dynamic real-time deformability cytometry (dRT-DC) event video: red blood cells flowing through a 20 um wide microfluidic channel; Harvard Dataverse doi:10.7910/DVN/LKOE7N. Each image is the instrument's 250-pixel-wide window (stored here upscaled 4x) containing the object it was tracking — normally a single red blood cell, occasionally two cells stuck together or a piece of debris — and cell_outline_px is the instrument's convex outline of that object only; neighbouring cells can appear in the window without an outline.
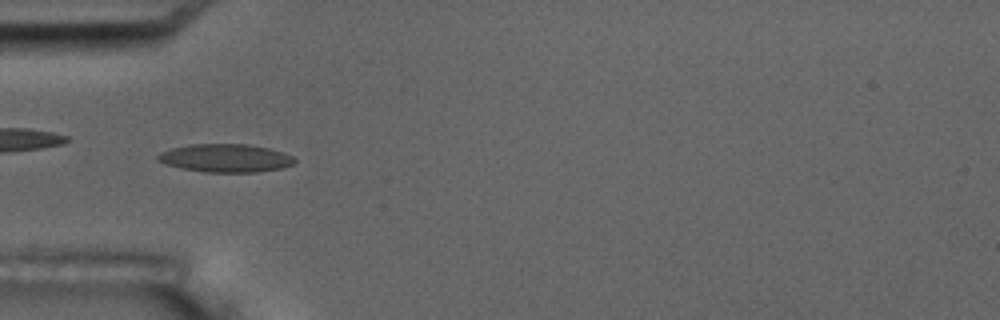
{"species": "common noctule bat (a hibernating species)", "species_latin": "Nyctalus noctula", "temperature_condition": "room temperature", "stored_images_in_passage": 4, "camera_frame_rate_fps": 3000, "um_per_image_px": 0.085, "animal": {"sex": "male", "body_mass_g": 17.5, "forearm_length_mm": 52.3}, "frame": {"image": 1, "passage_image": 4, "time_ms": 3.667, "image_size_px": [1000, 320], "cell_outline_px": [[296, 160], [292, 164], [280, 168], [256, 172], [204, 172], [180, 168], [164, 164], [156, 160], [156, 156], [160, 152], [172, 148], [192, 144], [248, 144], [268, 148], [284, 152], [292, 156]], "centroid_in_image_um": [19.13, 13.44], "position_along_channel_um": 65.9, "area_um2": 22.48}}